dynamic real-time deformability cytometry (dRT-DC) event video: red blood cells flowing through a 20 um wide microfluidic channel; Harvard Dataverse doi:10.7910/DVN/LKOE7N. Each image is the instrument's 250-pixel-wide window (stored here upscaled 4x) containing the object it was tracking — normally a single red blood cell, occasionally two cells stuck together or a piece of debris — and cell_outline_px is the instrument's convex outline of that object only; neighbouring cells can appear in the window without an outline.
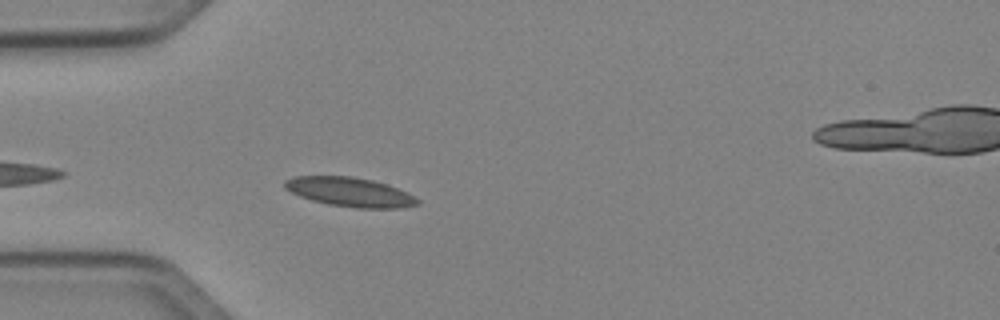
{"species": "Egyptian fruit bat (a non-hibernating species)", "species_latin": "Rousettus aegyptiacus", "temperature_condition": "cold", "stored_images_in_passage": 37, "camera_frame_rate_fps": 3000, "um_per_image_px": 0.085, "animal": {"sex": "female"}, "frame": {"image": 1, "passage_image": 3, "time_ms": 0.667, "image_size_px": [1000, 320], "cell_outline_px": [[420, 204], [400, 208], [356, 208], [328, 204], [312, 200], [300, 196], [284, 188], [284, 180], [292, 176], [352, 176], [372, 180], [388, 184], [408, 192], [416, 196], [420, 200]], "centroid_in_image_um": [29.77, 16.32], "position_along_channel_um": 55.2, "area_um2": 22.83}}
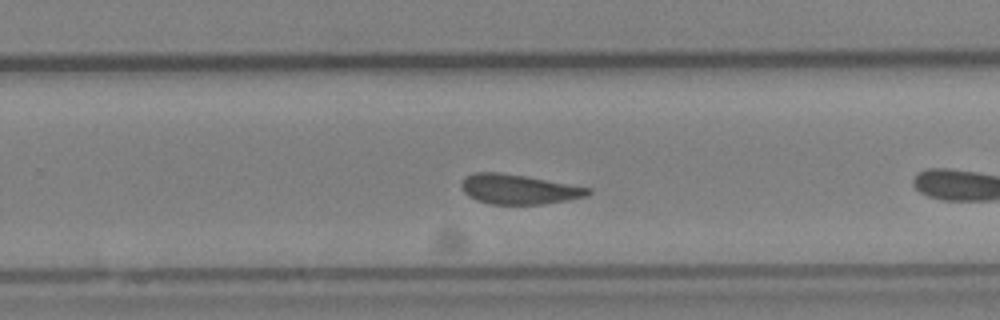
{"frame": {"image": 2, "passage_image": 18, "time_ms": 5.667, "image_size_px": [1000, 320], "cell_outline_px": [[592, 192], [588, 196], [568, 200], [544, 204], [488, 204], [476, 200], [468, 196], [464, 192], [460, 184], [472, 172], [500, 172], [524, 176], [588, 188]], "centroid_in_image_um": [44.05, 16.1], "position_along_channel_um": 285.7, "area_um2": 21.73}}
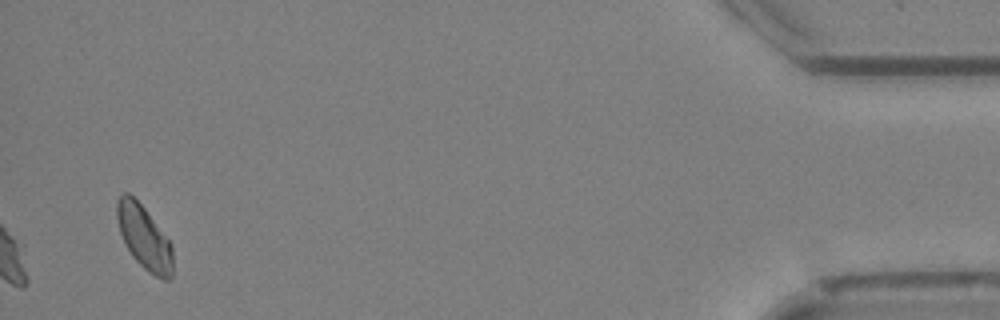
{"frame": {"image": 3, "passage_image": 37, "time_ms": 12.0, "image_size_px": [1000, 320], "cell_outline_px": [[172, 276], [168, 280], [164, 280], [148, 272], [132, 256], [124, 244], [120, 232], [116, 216], [116, 200], [120, 192], [128, 192], [144, 208], [172, 244]], "centroid_in_image_um": [12.22, 20.16], "position_along_channel_um": 423.0, "area_um2": 20.75}, "authors_computed_cell_mechanics": {"area_um2": 22.0796, "velocity_mm_per_s": 4.0088, "shape_relaxation_time_tau1_ms": 8.0988, "shape_relaxation_time_tau2_ms": 0.7027, "deformation_change_tau1": 0.139, "deformation_change_tau2": 0.0904}}